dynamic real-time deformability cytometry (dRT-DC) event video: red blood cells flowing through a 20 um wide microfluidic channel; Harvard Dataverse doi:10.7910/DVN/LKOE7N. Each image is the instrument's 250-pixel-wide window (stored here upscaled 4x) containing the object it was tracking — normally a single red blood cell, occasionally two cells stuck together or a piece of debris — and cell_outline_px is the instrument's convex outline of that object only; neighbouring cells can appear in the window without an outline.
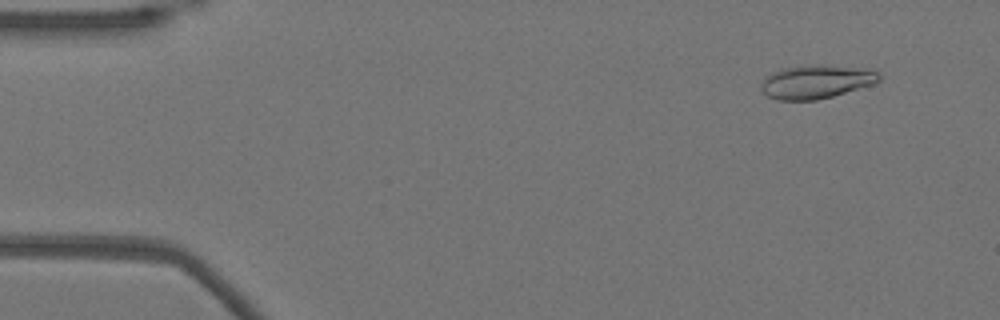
{"species": "Egyptian fruit bat (a non-hibernating species)", "species_latin": "Rousettus aegyptiacus", "temperature_condition": "warm", "stored_images_in_passage": 53, "camera_frame_rate_fps": 3000, "um_per_image_px": 0.085, "animal": {"sex": "female"}, "frame": {"image": 1, "passage_image": 5, "time_ms": 1.333, "image_size_px": [1000, 320], "cell_outline_px": [[880, 80], [872, 84], [832, 96], [816, 100], [776, 100], [768, 96], [760, 88], [760, 84], [764, 76], [772, 72], [784, 68], [872, 68], [880, 76]], "centroid_in_image_um": [69.31, 7.01], "position_along_channel_um": 15.7, "area_um2": 21.91}}
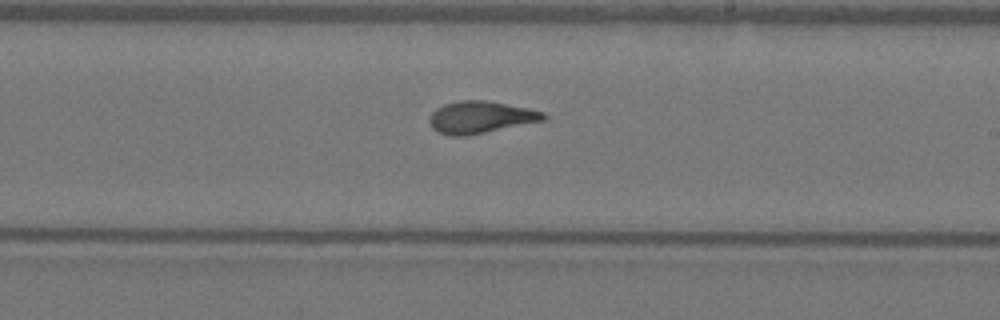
{"frame": {"image": 2, "passage_image": 31, "time_ms": 10.0, "image_size_px": [1000, 320], "cell_outline_px": [[548, 116], [544, 120], [464, 136], [452, 136], [436, 132], [432, 128], [428, 120], [432, 112], [436, 108], [444, 104], [460, 100], [484, 100], [528, 108], [544, 112]], "centroid_in_image_um": [40.8, 9.96], "position_along_channel_um": 248.2, "area_um2": 21.15}}
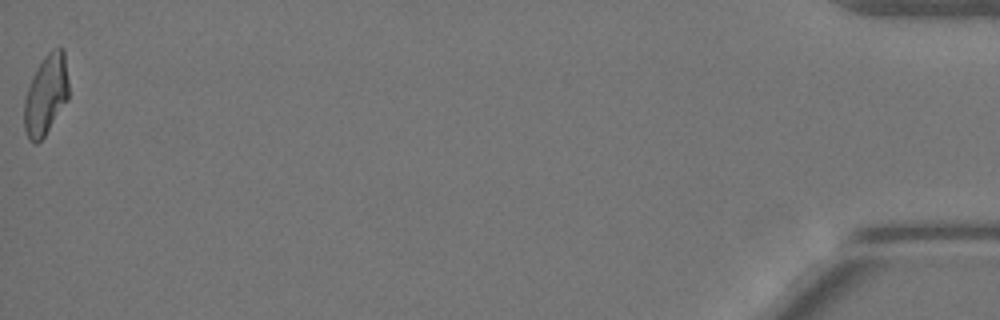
{"frame": {"image": 3, "passage_image": 53, "time_ms": 17.333, "image_size_px": [1000, 320], "cell_outline_px": [[68, 100], [44, 136], [36, 144], [28, 140], [24, 128], [24, 100], [28, 88], [44, 56], [52, 48], [64, 48], [68, 80]], "centroid_in_image_um": [3.91, 8.07], "position_along_channel_um": 431.3, "area_um2": 20.58}, "authors_computed_cell_mechanics": {"area_um2": 21.097, "velocity_mm_per_s": 3.8584, "shape_relaxation_time_tau1_ms": 7.0778, "shape_relaxation_time_tau2_ms": 1.4654, "deformation_change_tau1": 0.209, "deformation_change_tau2": 0.0812}}